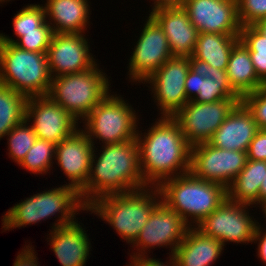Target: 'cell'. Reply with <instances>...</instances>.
Segmentation results:
<instances>
[{"label":"cell","mask_w":266,"mask_h":266,"mask_svg":"<svg viewBox=\"0 0 266 266\" xmlns=\"http://www.w3.org/2000/svg\"><path fill=\"white\" fill-rule=\"evenodd\" d=\"M144 134L137 131L140 169L148 186L190 171L191 146L172 117H160ZM179 171V172H178Z\"/></svg>","instance_id":"6da1fadb"},{"label":"cell","mask_w":266,"mask_h":266,"mask_svg":"<svg viewBox=\"0 0 266 266\" xmlns=\"http://www.w3.org/2000/svg\"><path fill=\"white\" fill-rule=\"evenodd\" d=\"M96 152L93 151L91 172L86 185L79 191L87 207L102 196L126 193L148 186L141 174L136 139L102 145V151L98 153L100 155L96 156Z\"/></svg>","instance_id":"7a4b0ae2"},{"label":"cell","mask_w":266,"mask_h":266,"mask_svg":"<svg viewBox=\"0 0 266 266\" xmlns=\"http://www.w3.org/2000/svg\"><path fill=\"white\" fill-rule=\"evenodd\" d=\"M160 202L158 187L146 186L126 193L102 196L89 205L87 211L98 215L132 245Z\"/></svg>","instance_id":"3957f363"},{"label":"cell","mask_w":266,"mask_h":266,"mask_svg":"<svg viewBox=\"0 0 266 266\" xmlns=\"http://www.w3.org/2000/svg\"><path fill=\"white\" fill-rule=\"evenodd\" d=\"M157 187L161 201L177 212L189 227H196L227 197L223 185L197 178L190 171L165 179Z\"/></svg>","instance_id":"277c9868"},{"label":"cell","mask_w":266,"mask_h":266,"mask_svg":"<svg viewBox=\"0 0 266 266\" xmlns=\"http://www.w3.org/2000/svg\"><path fill=\"white\" fill-rule=\"evenodd\" d=\"M21 201L8 209L2 216V229L5 231L36 224L41 220L52 218L53 215H58L53 229L77 220L75 214L79 213L76 212L88 210L79 191L67 183L48 191L36 193Z\"/></svg>","instance_id":"5b68a950"},{"label":"cell","mask_w":266,"mask_h":266,"mask_svg":"<svg viewBox=\"0 0 266 266\" xmlns=\"http://www.w3.org/2000/svg\"><path fill=\"white\" fill-rule=\"evenodd\" d=\"M52 76L46 53L0 41V84L27 97L48 95Z\"/></svg>","instance_id":"8992f818"},{"label":"cell","mask_w":266,"mask_h":266,"mask_svg":"<svg viewBox=\"0 0 266 266\" xmlns=\"http://www.w3.org/2000/svg\"><path fill=\"white\" fill-rule=\"evenodd\" d=\"M98 65L97 62L92 69L58 76L51 80L48 96L77 121L83 120L109 93L110 80Z\"/></svg>","instance_id":"52a82bcc"},{"label":"cell","mask_w":266,"mask_h":266,"mask_svg":"<svg viewBox=\"0 0 266 266\" xmlns=\"http://www.w3.org/2000/svg\"><path fill=\"white\" fill-rule=\"evenodd\" d=\"M123 98L109 92L82 120L85 125L83 131L93 146L96 139L103 145L136 139L139 118L132 105Z\"/></svg>","instance_id":"ba28073f"},{"label":"cell","mask_w":266,"mask_h":266,"mask_svg":"<svg viewBox=\"0 0 266 266\" xmlns=\"http://www.w3.org/2000/svg\"><path fill=\"white\" fill-rule=\"evenodd\" d=\"M241 99H223L211 103L188 101L172 118L179 124L192 147L208 143L214 132L231 114Z\"/></svg>","instance_id":"9c48e42d"},{"label":"cell","mask_w":266,"mask_h":266,"mask_svg":"<svg viewBox=\"0 0 266 266\" xmlns=\"http://www.w3.org/2000/svg\"><path fill=\"white\" fill-rule=\"evenodd\" d=\"M251 205L231 201L228 197L196 227L204 234L226 242L252 243L254 230L259 223L249 214ZM254 219V220H253Z\"/></svg>","instance_id":"30bf717a"},{"label":"cell","mask_w":266,"mask_h":266,"mask_svg":"<svg viewBox=\"0 0 266 266\" xmlns=\"http://www.w3.org/2000/svg\"><path fill=\"white\" fill-rule=\"evenodd\" d=\"M246 161L247 152L201 143L191 147L190 172L197 178L219 183L227 189L245 167Z\"/></svg>","instance_id":"8fae6325"},{"label":"cell","mask_w":266,"mask_h":266,"mask_svg":"<svg viewBox=\"0 0 266 266\" xmlns=\"http://www.w3.org/2000/svg\"><path fill=\"white\" fill-rule=\"evenodd\" d=\"M189 69V57L173 56L144 81L150 84L161 117H173L188 102L184 86Z\"/></svg>","instance_id":"7c38bea8"},{"label":"cell","mask_w":266,"mask_h":266,"mask_svg":"<svg viewBox=\"0 0 266 266\" xmlns=\"http://www.w3.org/2000/svg\"><path fill=\"white\" fill-rule=\"evenodd\" d=\"M147 18L129 60V79L136 84L144 83L173 57L163 28L150 14Z\"/></svg>","instance_id":"4fadbf2b"},{"label":"cell","mask_w":266,"mask_h":266,"mask_svg":"<svg viewBox=\"0 0 266 266\" xmlns=\"http://www.w3.org/2000/svg\"><path fill=\"white\" fill-rule=\"evenodd\" d=\"M189 226L174 210L162 201L153 209L132 247L137 248L131 258L146 255L149 248L170 246V254L182 243ZM156 246V247H155Z\"/></svg>","instance_id":"5bb4252c"},{"label":"cell","mask_w":266,"mask_h":266,"mask_svg":"<svg viewBox=\"0 0 266 266\" xmlns=\"http://www.w3.org/2000/svg\"><path fill=\"white\" fill-rule=\"evenodd\" d=\"M25 119L33 122L31 127L38 139L55 144L79 129V121L48 95L28 97Z\"/></svg>","instance_id":"9a60e30c"},{"label":"cell","mask_w":266,"mask_h":266,"mask_svg":"<svg viewBox=\"0 0 266 266\" xmlns=\"http://www.w3.org/2000/svg\"><path fill=\"white\" fill-rule=\"evenodd\" d=\"M86 39L83 33H53L46 52L52 78L92 69L97 64Z\"/></svg>","instance_id":"2e32d148"},{"label":"cell","mask_w":266,"mask_h":266,"mask_svg":"<svg viewBox=\"0 0 266 266\" xmlns=\"http://www.w3.org/2000/svg\"><path fill=\"white\" fill-rule=\"evenodd\" d=\"M183 8L199 33L240 34L237 0H185Z\"/></svg>","instance_id":"e0dca14e"},{"label":"cell","mask_w":266,"mask_h":266,"mask_svg":"<svg viewBox=\"0 0 266 266\" xmlns=\"http://www.w3.org/2000/svg\"><path fill=\"white\" fill-rule=\"evenodd\" d=\"M76 130L71 136L56 144L55 160L68 178L69 186L80 191L91 172V159L96 146L92 145L86 133Z\"/></svg>","instance_id":"ac0fdd59"},{"label":"cell","mask_w":266,"mask_h":266,"mask_svg":"<svg viewBox=\"0 0 266 266\" xmlns=\"http://www.w3.org/2000/svg\"><path fill=\"white\" fill-rule=\"evenodd\" d=\"M150 15L163 28L173 56L193 55L199 31L191 23L183 7L159 8Z\"/></svg>","instance_id":"d6986e66"},{"label":"cell","mask_w":266,"mask_h":266,"mask_svg":"<svg viewBox=\"0 0 266 266\" xmlns=\"http://www.w3.org/2000/svg\"><path fill=\"white\" fill-rule=\"evenodd\" d=\"M77 220L50 230L48 235L51 250L62 266H85L91 242Z\"/></svg>","instance_id":"ffe728a7"},{"label":"cell","mask_w":266,"mask_h":266,"mask_svg":"<svg viewBox=\"0 0 266 266\" xmlns=\"http://www.w3.org/2000/svg\"><path fill=\"white\" fill-rule=\"evenodd\" d=\"M258 130L251 112L240 102L214 132L208 143L220 149L247 152Z\"/></svg>","instance_id":"44dd1931"},{"label":"cell","mask_w":266,"mask_h":266,"mask_svg":"<svg viewBox=\"0 0 266 266\" xmlns=\"http://www.w3.org/2000/svg\"><path fill=\"white\" fill-rule=\"evenodd\" d=\"M223 248L219 240L193 226L187 229L173 255L177 266H211L219 259Z\"/></svg>","instance_id":"7402d4cb"},{"label":"cell","mask_w":266,"mask_h":266,"mask_svg":"<svg viewBox=\"0 0 266 266\" xmlns=\"http://www.w3.org/2000/svg\"><path fill=\"white\" fill-rule=\"evenodd\" d=\"M88 3V0H47L45 15L53 33H85L90 17Z\"/></svg>","instance_id":"603a6c76"},{"label":"cell","mask_w":266,"mask_h":266,"mask_svg":"<svg viewBox=\"0 0 266 266\" xmlns=\"http://www.w3.org/2000/svg\"><path fill=\"white\" fill-rule=\"evenodd\" d=\"M189 62L193 72L205 77L199 94L193 101L211 103L223 99H241L230 85L226 70L210 66L193 56L189 57Z\"/></svg>","instance_id":"cb8c5ba5"},{"label":"cell","mask_w":266,"mask_h":266,"mask_svg":"<svg viewBox=\"0 0 266 266\" xmlns=\"http://www.w3.org/2000/svg\"><path fill=\"white\" fill-rule=\"evenodd\" d=\"M226 73L230 85L241 98L265 87L257 77L249 50L241 41L231 51Z\"/></svg>","instance_id":"d4e9b609"},{"label":"cell","mask_w":266,"mask_h":266,"mask_svg":"<svg viewBox=\"0 0 266 266\" xmlns=\"http://www.w3.org/2000/svg\"><path fill=\"white\" fill-rule=\"evenodd\" d=\"M266 172V161L247 159L245 167L227 188V197L240 204L255 207L259 204V190Z\"/></svg>","instance_id":"484cf974"},{"label":"cell","mask_w":266,"mask_h":266,"mask_svg":"<svg viewBox=\"0 0 266 266\" xmlns=\"http://www.w3.org/2000/svg\"><path fill=\"white\" fill-rule=\"evenodd\" d=\"M239 35L199 33L193 57L215 68L226 70L233 47Z\"/></svg>","instance_id":"4316f807"},{"label":"cell","mask_w":266,"mask_h":266,"mask_svg":"<svg viewBox=\"0 0 266 266\" xmlns=\"http://www.w3.org/2000/svg\"><path fill=\"white\" fill-rule=\"evenodd\" d=\"M28 97L0 84V139L25 120Z\"/></svg>","instance_id":"83f0119b"},{"label":"cell","mask_w":266,"mask_h":266,"mask_svg":"<svg viewBox=\"0 0 266 266\" xmlns=\"http://www.w3.org/2000/svg\"><path fill=\"white\" fill-rule=\"evenodd\" d=\"M55 151V143L37 138L19 166L33 174L44 175L54 164Z\"/></svg>","instance_id":"f1b7e54d"},{"label":"cell","mask_w":266,"mask_h":266,"mask_svg":"<svg viewBox=\"0 0 266 266\" xmlns=\"http://www.w3.org/2000/svg\"><path fill=\"white\" fill-rule=\"evenodd\" d=\"M6 136L9 158L11 157L19 165L35 143L37 136L26 119L12 128Z\"/></svg>","instance_id":"f546056e"},{"label":"cell","mask_w":266,"mask_h":266,"mask_svg":"<svg viewBox=\"0 0 266 266\" xmlns=\"http://www.w3.org/2000/svg\"><path fill=\"white\" fill-rule=\"evenodd\" d=\"M53 31L47 20L38 28V32L23 33L19 39L14 40L5 34H0V41L12 43L26 51L46 53L50 45Z\"/></svg>","instance_id":"4dcf8cb0"},{"label":"cell","mask_w":266,"mask_h":266,"mask_svg":"<svg viewBox=\"0 0 266 266\" xmlns=\"http://www.w3.org/2000/svg\"><path fill=\"white\" fill-rule=\"evenodd\" d=\"M46 21L43 4H28L13 18L14 34L18 39L23 33L38 32V28Z\"/></svg>","instance_id":"1f68e13d"},{"label":"cell","mask_w":266,"mask_h":266,"mask_svg":"<svg viewBox=\"0 0 266 266\" xmlns=\"http://www.w3.org/2000/svg\"><path fill=\"white\" fill-rule=\"evenodd\" d=\"M241 102L251 112L258 128L266 129V86L244 95Z\"/></svg>","instance_id":"d6a6232c"},{"label":"cell","mask_w":266,"mask_h":266,"mask_svg":"<svg viewBox=\"0 0 266 266\" xmlns=\"http://www.w3.org/2000/svg\"><path fill=\"white\" fill-rule=\"evenodd\" d=\"M237 8L241 26L254 25L266 18V0H237Z\"/></svg>","instance_id":"836d02e7"},{"label":"cell","mask_w":266,"mask_h":266,"mask_svg":"<svg viewBox=\"0 0 266 266\" xmlns=\"http://www.w3.org/2000/svg\"><path fill=\"white\" fill-rule=\"evenodd\" d=\"M239 39L249 52L266 54V37L254 25L242 26Z\"/></svg>","instance_id":"e575fe53"},{"label":"cell","mask_w":266,"mask_h":266,"mask_svg":"<svg viewBox=\"0 0 266 266\" xmlns=\"http://www.w3.org/2000/svg\"><path fill=\"white\" fill-rule=\"evenodd\" d=\"M247 159L266 161V129H259L247 150Z\"/></svg>","instance_id":"d590c367"},{"label":"cell","mask_w":266,"mask_h":266,"mask_svg":"<svg viewBox=\"0 0 266 266\" xmlns=\"http://www.w3.org/2000/svg\"><path fill=\"white\" fill-rule=\"evenodd\" d=\"M205 77L193 72L189 69L186 79H185V91L186 97L188 101L194 100L199 94V90L201 89L202 80Z\"/></svg>","instance_id":"8d00e7d4"},{"label":"cell","mask_w":266,"mask_h":266,"mask_svg":"<svg viewBox=\"0 0 266 266\" xmlns=\"http://www.w3.org/2000/svg\"><path fill=\"white\" fill-rule=\"evenodd\" d=\"M34 246L30 243L19 252L13 266H39Z\"/></svg>","instance_id":"74e56055"},{"label":"cell","mask_w":266,"mask_h":266,"mask_svg":"<svg viewBox=\"0 0 266 266\" xmlns=\"http://www.w3.org/2000/svg\"><path fill=\"white\" fill-rule=\"evenodd\" d=\"M169 262L165 264L160 259L149 258L148 255L139 256L136 258H130L131 263L128 264L129 266H177L175 262V258L173 254H169Z\"/></svg>","instance_id":"f35d334b"},{"label":"cell","mask_w":266,"mask_h":266,"mask_svg":"<svg viewBox=\"0 0 266 266\" xmlns=\"http://www.w3.org/2000/svg\"><path fill=\"white\" fill-rule=\"evenodd\" d=\"M258 79L266 86V54L249 52Z\"/></svg>","instance_id":"ab89813d"},{"label":"cell","mask_w":266,"mask_h":266,"mask_svg":"<svg viewBox=\"0 0 266 266\" xmlns=\"http://www.w3.org/2000/svg\"><path fill=\"white\" fill-rule=\"evenodd\" d=\"M261 227V224L259 223L256 225V228L254 230L253 235V241L252 243H258V258L261 259V261L264 262V265H266V229ZM265 231V232H264ZM256 241V242H255ZM259 241V242H258Z\"/></svg>","instance_id":"60d3db41"},{"label":"cell","mask_w":266,"mask_h":266,"mask_svg":"<svg viewBox=\"0 0 266 266\" xmlns=\"http://www.w3.org/2000/svg\"><path fill=\"white\" fill-rule=\"evenodd\" d=\"M153 6L150 13L159 8L166 7H183L185 0H153Z\"/></svg>","instance_id":"b9f144b4"},{"label":"cell","mask_w":266,"mask_h":266,"mask_svg":"<svg viewBox=\"0 0 266 266\" xmlns=\"http://www.w3.org/2000/svg\"><path fill=\"white\" fill-rule=\"evenodd\" d=\"M259 205L262 210L266 207V172L259 190Z\"/></svg>","instance_id":"7bdbcfd3"},{"label":"cell","mask_w":266,"mask_h":266,"mask_svg":"<svg viewBox=\"0 0 266 266\" xmlns=\"http://www.w3.org/2000/svg\"><path fill=\"white\" fill-rule=\"evenodd\" d=\"M254 26L266 37V18L259 20Z\"/></svg>","instance_id":"ee69618b"},{"label":"cell","mask_w":266,"mask_h":266,"mask_svg":"<svg viewBox=\"0 0 266 266\" xmlns=\"http://www.w3.org/2000/svg\"><path fill=\"white\" fill-rule=\"evenodd\" d=\"M264 216L266 217V207L262 210Z\"/></svg>","instance_id":"f6af8a7d"},{"label":"cell","mask_w":266,"mask_h":266,"mask_svg":"<svg viewBox=\"0 0 266 266\" xmlns=\"http://www.w3.org/2000/svg\"><path fill=\"white\" fill-rule=\"evenodd\" d=\"M7 1H10V0H0V4L3 3V2L5 3Z\"/></svg>","instance_id":"bcb514c9"}]
</instances>
